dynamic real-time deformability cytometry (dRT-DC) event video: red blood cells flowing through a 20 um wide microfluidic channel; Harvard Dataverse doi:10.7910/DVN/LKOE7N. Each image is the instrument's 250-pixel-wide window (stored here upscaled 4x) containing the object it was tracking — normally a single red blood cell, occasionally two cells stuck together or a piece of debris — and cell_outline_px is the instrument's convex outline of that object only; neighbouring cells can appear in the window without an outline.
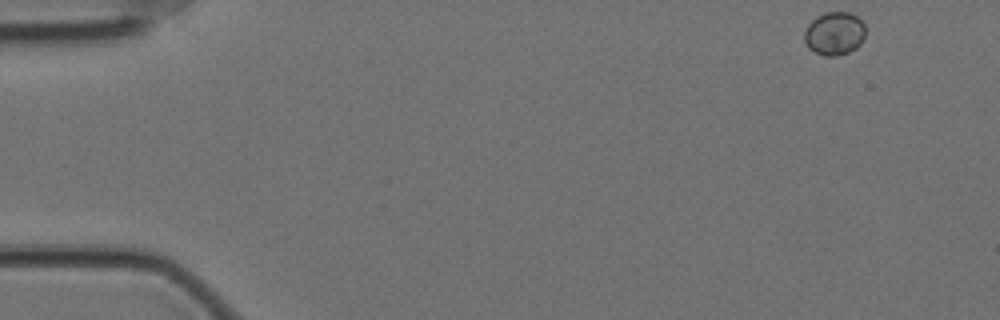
{"species": "Egyptian fruit bat (a non-hibernating species)", "species_latin": "Rousettus aegyptiacus", "temperature_condition": "cold", "stored_images_in_passage": 55, "camera_frame_rate_fps": 3000, "um_per_image_px": 0.085, "animal": {"sex": "female"}, "frame": {"image": 1, "passage_image": 1, "time_ms": 0.0, "image_size_px": [1000, 320], "cell_outline_px": [[864, 36], [860, 44], [856, 48], [848, 52], [836, 56], [824, 56], [808, 48], [804, 40], [804, 32], [808, 24], [816, 16], [824, 12], [848, 12], [856, 16], [864, 24]], "centroid_in_image_um": [70.9, 2.84], "position_along_channel_um": 14.1, "area_um2": 15.37}}
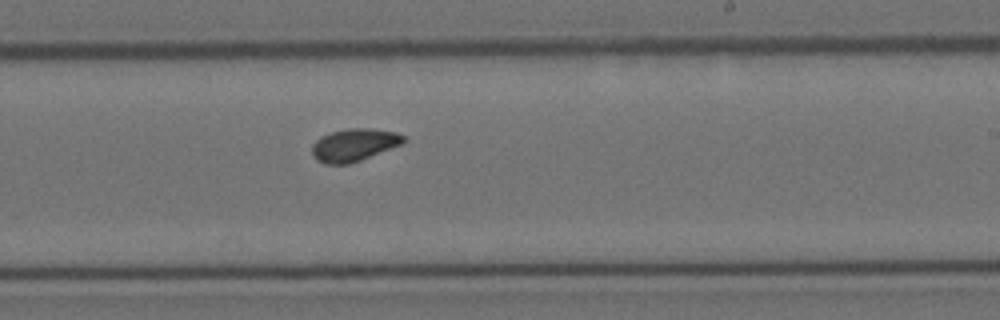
{"frame": {"image": 2, "passage_image": 32, "time_ms": 10.333, "image_size_px": [1000, 320], "cell_outline_px": [[408, 140], [404, 144], [360, 160], [348, 164], [324, 164], [316, 160], [312, 152], [312, 144], [320, 136], [332, 132], [348, 128], [368, 128], [396, 132], [404, 136]], "centroid_in_image_um": [30.12, 12.32], "position_along_channel_um": 258.9, "area_um2": 17.51}}
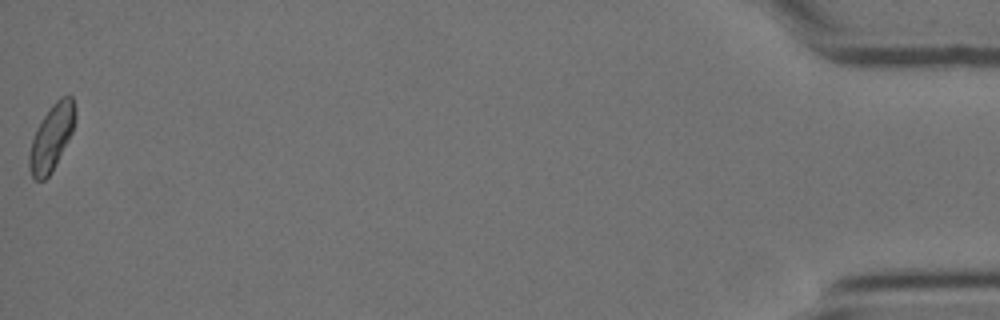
{"frame": {"image": 3, "passage_image": 55, "time_ms": 18.0, "image_size_px": [1000, 320], "cell_outline_px": [[76, 120], [72, 132], [52, 172], [44, 180], [36, 180], [32, 176], [28, 168], [28, 156], [32, 140], [36, 128], [48, 108], [60, 96], [72, 96], [76, 108]], "centroid_in_image_um": [4.38, 11.66], "position_along_channel_um": 430.8, "area_um2": 17.8}, "authors_computed_cell_mechanics": {"area_um2": 16.8198, "velocity_mm_per_s": 3.493, "shape_relaxation_time_tau1_ms": null, "shape_relaxation_time_tau2_ms": 8.7158, "deformation_change_tau1": null, "deformation_change_tau2": 0.126}}